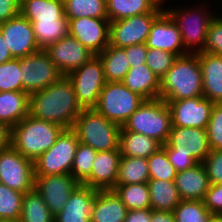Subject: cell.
<instances>
[{"instance_id": "36", "label": "cell", "mask_w": 222, "mask_h": 222, "mask_svg": "<svg viewBox=\"0 0 222 222\" xmlns=\"http://www.w3.org/2000/svg\"><path fill=\"white\" fill-rule=\"evenodd\" d=\"M68 19L79 17L108 18L106 0H63Z\"/></svg>"}, {"instance_id": "40", "label": "cell", "mask_w": 222, "mask_h": 222, "mask_svg": "<svg viewBox=\"0 0 222 222\" xmlns=\"http://www.w3.org/2000/svg\"><path fill=\"white\" fill-rule=\"evenodd\" d=\"M149 167V180L174 181L176 170L171 165L168 155L163 148L147 158Z\"/></svg>"}, {"instance_id": "6", "label": "cell", "mask_w": 222, "mask_h": 222, "mask_svg": "<svg viewBox=\"0 0 222 222\" xmlns=\"http://www.w3.org/2000/svg\"><path fill=\"white\" fill-rule=\"evenodd\" d=\"M172 128L171 112L165 100H145L125 121L121 130L141 133L166 144Z\"/></svg>"}, {"instance_id": "11", "label": "cell", "mask_w": 222, "mask_h": 222, "mask_svg": "<svg viewBox=\"0 0 222 222\" xmlns=\"http://www.w3.org/2000/svg\"><path fill=\"white\" fill-rule=\"evenodd\" d=\"M0 183L24 194L33 190L34 162L26 159L11 145L0 150Z\"/></svg>"}, {"instance_id": "20", "label": "cell", "mask_w": 222, "mask_h": 222, "mask_svg": "<svg viewBox=\"0 0 222 222\" xmlns=\"http://www.w3.org/2000/svg\"><path fill=\"white\" fill-rule=\"evenodd\" d=\"M121 154L119 150L98 151L90 176L82 185L96 190H112L116 186Z\"/></svg>"}, {"instance_id": "33", "label": "cell", "mask_w": 222, "mask_h": 222, "mask_svg": "<svg viewBox=\"0 0 222 222\" xmlns=\"http://www.w3.org/2000/svg\"><path fill=\"white\" fill-rule=\"evenodd\" d=\"M20 13L29 21L67 18L63 0H21Z\"/></svg>"}, {"instance_id": "32", "label": "cell", "mask_w": 222, "mask_h": 222, "mask_svg": "<svg viewBox=\"0 0 222 222\" xmlns=\"http://www.w3.org/2000/svg\"><path fill=\"white\" fill-rule=\"evenodd\" d=\"M147 158L121 156L116 185L148 183Z\"/></svg>"}, {"instance_id": "4", "label": "cell", "mask_w": 222, "mask_h": 222, "mask_svg": "<svg viewBox=\"0 0 222 222\" xmlns=\"http://www.w3.org/2000/svg\"><path fill=\"white\" fill-rule=\"evenodd\" d=\"M201 2V4L198 3L199 5H192L194 7L186 4L187 7L168 6L164 8V11L179 28L184 48L188 53L203 52L209 24L216 16L215 12L212 14L210 4L204 5V1Z\"/></svg>"}, {"instance_id": "43", "label": "cell", "mask_w": 222, "mask_h": 222, "mask_svg": "<svg viewBox=\"0 0 222 222\" xmlns=\"http://www.w3.org/2000/svg\"><path fill=\"white\" fill-rule=\"evenodd\" d=\"M206 130L210 148L222 150V103L214 104Z\"/></svg>"}, {"instance_id": "51", "label": "cell", "mask_w": 222, "mask_h": 222, "mask_svg": "<svg viewBox=\"0 0 222 222\" xmlns=\"http://www.w3.org/2000/svg\"><path fill=\"white\" fill-rule=\"evenodd\" d=\"M151 222H175L174 213L171 211H161L152 209Z\"/></svg>"}, {"instance_id": "8", "label": "cell", "mask_w": 222, "mask_h": 222, "mask_svg": "<svg viewBox=\"0 0 222 222\" xmlns=\"http://www.w3.org/2000/svg\"><path fill=\"white\" fill-rule=\"evenodd\" d=\"M78 144L76 133L72 129H64L55 144L34 161L35 176L71 174Z\"/></svg>"}, {"instance_id": "3", "label": "cell", "mask_w": 222, "mask_h": 222, "mask_svg": "<svg viewBox=\"0 0 222 222\" xmlns=\"http://www.w3.org/2000/svg\"><path fill=\"white\" fill-rule=\"evenodd\" d=\"M63 130V127L55 123L28 114L11 128L10 145L26 159L34 162L55 144Z\"/></svg>"}, {"instance_id": "41", "label": "cell", "mask_w": 222, "mask_h": 222, "mask_svg": "<svg viewBox=\"0 0 222 222\" xmlns=\"http://www.w3.org/2000/svg\"><path fill=\"white\" fill-rule=\"evenodd\" d=\"M20 58L0 64V92L22 91Z\"/></svg>"}, {"instance_id": "16", "label": "cell", "mask_w": 222, "mask_h": 222, "mask_svg": "<svg viewBox=\"0 0 222 222\" xmlns=\"http://www.w3.org/2000/svg\"><path fill=\"white\" fill-rule=\"evenodd\" d=\"M69 20V35L77 39L94 55L109 45L108 18L79 17Z\"/></svg>"}, {"instance_id": "47", "label": "cell", "mask_w": 222, "mask_h": 222, "mask_svg": "<svg viewBox=\"0 0 222 222\" xmlns=\"http://www.w3.org/2000/svg\"><path fill=\"white\" fill-rule=\"evenodd\" d=\"M123 49L126 52L130 68L139 64H145L148 53V47L145 43L131 45Z\"/></svg>"}, {"instance_id": "30", "label": "cell", "mask_w": 222, "mask_h": 222, "mask_svg": "<svg viewBox=\"0 0 222 222\" xmlns=\"http://www.w3.org/2000/svg\"><path fill=\"white\" fill-rule=\"evenodd\" d=\"M98 56L106 82H122L130 69L125 50L108 45Z\"/></svg>"}, {"instance_id": "37", "label": "cell", "mask_w": 222, "mask_h": 222, "mask_svg": "<svg viewBox=\"0 0 222 222\" xmlns=\"http://www.w3.org/2000/svg\"><path fill=\"white\" fill-rule=\"evenodd\" d=\"M173 213L175 222H215L217 219L203 200H181Z\"/></svg>"}, {"instance_id": "18", "label": "cell", "mask_w": 222, "mask_h": 222, "mask_svg": "<svg viewBox=\"0 0 222 222\" xmlns=\"http://www.w3.org/2000/svg\"><path fill=\"white\" fill-rule=\"evenodd\" d=\"M44 50L63 76L81 67L94 55L70 35L50 44Z\"/></svg>"}, {"instance_id": "26", "label": "cell", "mask_w": 222, "mask_h": 222, "mask_svg": "<svg viewBox=\"0 0 222 222\" xmlns=\"http://www.w3.org/2000/svg\"><path fill=\"white\" fill-rule=\"evenodd\" d=\"M29 94L24 91L0 92V121L10 129L29 114Z\"/></svg>"}, {"instance_id": "42", "label": "cell", "mask_w": 222, "mask_h": 222, "mask_svg": "<svg viewBox=\"0 0 222 222\" xmlns=\"http://www.w3.org/2000/svg\"><path fill=\"white\" fill-rule=\"evenodd\" d=\"M177 56L161 49L148 48L145 64L161 79L173 66Z\"/></svg>"}, {"instance_id": "10", "label": "cell", "mask_w": 222, "mask_h": 222, "mask_svg": "<svg viewBox=\"0 0 222 222\" xmlns=\"http://www.w3.org/2000/svg\"><path fill=\"white\" fill-rule=\"evenodd\" d=\"M20 68L22 91L29 95L47 88L63 76L44 49L20 58Z\"/></svg>"}, {"instance_id": "46", "label": "cell", "mask_w": 222, "mask_h": 222, "mask_svg": "<svg viewBox=\"0 0 222 222\" xmlns=\"http://www.w3.org/2000/svg\"><path fill=\"white\" fill-rule=\"evenodd\" d=\"M203 202L212 214L222 218V184H211Z\"/></svg>"}, {"instance_id": "38", "label": "cell", "mask_w": 222, "mask_h": 222, "mask_svg": "<svg viewBox=\"0 0 222 222\" xmlns=\"http://www.w3.org/2000/svg\"><path fill=\"white\" fill-rule=\"evenodd\" d=\"M96 155L97 151L95 149L89 145L79 142L71 168V175L80 184H82L90 176Z\"/></svg>"}, {"instance_id": "22", "label": "cell", "mask_w": 222, "mask_h": 222, "mask_svg": "<svg viewBox=\"0 0 222 222\" xmlns=\"http://www.w3.org/2000/svg\"><path fill=\"white\" fill-rule=\"evenodd\" d=\"M202 72L203 97L215 104L222 103V56L197 53Z\"/></svg>"}, {"instance_id": "45", "label": "cell", "mask_w": 222, "mask_h": 222, "mask_svg": "<svg viewBox=\"0 0 222 222\" xmlns=\"http://www.w3.org/2000/svg\"><path fill=\"white\" fill-rule=\"evenodd\" d=\"M211 184H222V150L211 149L203 161Z\"/></svg>"}, {"instance_id": "54", "label": "cell", "mask_w": 222, "mask_h": 222, "mask_svg": "<svg viewBox=\"0 0 222 222\" xmlns=\"http://www.w3.org/2000/svg\"><path fill=\"white\" fill-rule=\"evenodd\" d=\"M159 7L164 9V4L167 0H153ZM164 3V4H163Z\"/></svg>"}, {"instance_id": "28", "label": "cell", "mask_w": 222, "mask_h": 222, "mask_svg": "<svg viewBox=\"0 0 222 222\" xmlns=\"http://www.w3.org/2000/svg\"><path fill=\"white\" fill-rule=\"evenodd\" d=\"M107 17L110 22L144 13H163L153 0H106Z\"/></svg>"}, {"instance_id": "49", "label": "cell", "mask_w": 222, "mask_h": 222, "mask_svg": "<svg viewBox=\"0 0 222 222\" xmlns=\"http://www.w3.org/2000/svg\"><path fill=\"white\" fill-rule=\"evenodd\" d=\"M171 165L175 168L176 172L185 171L197 163L188 155L182 154H167Z\"/></svg>"}, {"instance_id": "50", "label": "cell", "mask_w": 222, "mask_h": 222, "mask_svg": "<svg viewBox=\"0 0 222 222\" xmlns=\"http://www.w3.org/2000/svg\"><path fill=\"white\" fill-rule=\"evenodd\" d=\"M152 209L127 210L124 222H151Z\"/></svg>"}, {"instance_id": "7", "label": "cell", "mask_w": 222, "mask_h": 222, "mask_svg": "<svg viewBox=\"0 0 222 222\" xmlns=\"http://www.w3.org/2000/svg\"><path fill=\"white\" fill-rule=\"evenodd\" d=\"M144 101L143 97L129 90L122 82H106L94 109L122 127Z\"/></svg>"}, {"instance_id": "5", "label": "cell", "mask_w": 222, "mask_h": 222, "mask_svg": "<svg viewBox=\"0 0 222 222\" xmlns=\"http://www.w3.org/2000/svg\"><path fill=\"white\" fill-rule=\"evenodd\" d=\"M72 130L79 142L98 151L119 150L121 127L101 115L94 108L82 109Z\"/></svg>"}, {"instance_id": "39", "label": "cell", "mask_w": 222, "mask_h": 222, "mask_svg": "<svg viewBox=\"0 0 222 222\" xmlns=\"http://www.w3.org/2000/svg\"><path fill=\"white\" fill-rule=\"evenodd\" d=\"M24 193L0 183V219L19 220Z\"/></svg>"}, {"instance_id": "24", "label": "cell", "mask_w": 222, "mask_h": 222, "mask_svg": "<svg viewBox=\"0 0 222 222\" xmlns=\"http://www.w3.org/2000/svg\"><path fill=\"white\" fill-rule=\"evenodd\" d=\"M122 83L145 100L159 98L160 79L146 64L131 67Z\"/></svg>"}, {"instance_id": "12", "label": "cell", "mask_w": 222, "mask_h": 222, "mask_svg": "<svg viewBox=\"0 0 222 222\" xmlns=\"http://www.w3.org/2000/svg\"><path fill=\"white\" fill-rule=\"evenodd\" d=\"M162 148L167 154L188 155L196 163H203L211 151L206 129L179 126H172Z\"/></svg>"}, {"instance_id": "23", "label": "cell", "mask_w": 222, "mask_h": 222, "mask_svg": "<svg viewBox=\"0 0 222 222\" xmlns=\"http://www.w3.org/2000/svg\"><path fill=\"white\" fill-rule=\"evenodd\" d=\"M174 182L181 200H203L211 185L203 163L178 172Z\"/></svg>"}, {"instance_id": "25", "label": "cell", "mask_w": 222, "mask_h": 222, "mask_svg": "<svg viewBox=\"0 0 222 222\" xmlns=\"http://www.w3.org/2000/svg\"><path fill=\"white\" fill-rule=\"evenodd\" d=\"M126 206L113 190H99L92 207L90 222H124Z\"/></svg>"}, {"instance_id": "19", "label": "cell", "mask_w": 222, "mask_h": 222, "mask_svg": "<svg viewBox=\"0 0 222 222\" xmlns=\"http://www.w3.org/2000/svg\"><path fill=\"white\" fill-rule=\"evenodd\" d=\"M145 44L148 48L168 51L177 57L188 54L179 28L165 11L153 22Z\"/></svg>"}, {"instance_id": "48", "label": "cell", "mask_w": 222, "mask_h": 222, "mask_svg": "<svg viewBox=\"0 0 222 222\" xmlns=\"http://www.w3.org/2000/svg\"><path fill=\"white\" fill-rule=\"evenodd\" d=\"M21 0H0V24L20 14Z\"/></svg>"}, {"instance_id": "53", "label": "cell", "mask_w": 222, "mask_h": 222, "mask_svg": "<svg viewBox=\"0 0 222 222\" xmlns=\"http://www.w3.org/2000/svg\"><path fill=\"white\" fill-rule=\"evenodd\" d=\"M11 59H13V57L0 31V64L5 63L6 61H9Z\"/></svg>"}, {"instance_id": "9", "label": "cell", "mask_w": 222, "mask_h": 222, "mask_svg": "<svg viewBox=\"0 0 222 222\" xmlns=\"http://www.w3.org/2000/svg\"><path fill=\"white\" fill-rule=\"evenodd\" d=\"M73 84L76 100L82 109L94 108L106 84L103 66L98 55H93L78 69L66 75Z\"/></svg>"}, {"instance_id": "31", "label": "cell", "mask_w": 222, "mask_h": 222, "mask_svg": "<svg viewBox=\"0 0 222 222\" xmlns=\"http://www.w3.org/2000/svg\"><path fill=\"white\" fill-rule=\"evenodd\" d=\"M151 209L171 211L181 202L178 189L174 181L149 180L148 181Z\"/></svg>"}, {"instance_id": "34", "label": "cell", "mask_w": 222, "mask_h": 222, "mask_svg": "<svg viewBox=\"0 0 222 222\" xmlns=\"http://www.w3.org/2000/svg\"><path fill=\"white\" fill-rule=\"evenodd\" d=\"M19 220L20 222H54L55 216L48 209L41 195L33 189L24 194Z\"/></svg>"}, {"instance_id": "44", "label": "cell", "mask_w": 222, "mask_h": 222, "mask_svg": "<svg viewBox=\"0 0 222 222\" xmlns=\"http://www.w3.org/2000/svg\"><path fill=\"white\" fill-rule=\"evenodd\" d=\"M220 15L221 13L216 14L209 24L203 52L222 56V15Z\"/></svg>"}, {"instance_id": "27", "label": "cell", "mask_w": 222, "mask_h": 222, "mask_svg": "<svg viewBox=\"0 0 222 222\" xmlns=\"http://www.w3.org/2000/svg\"><path fill=\"white\" fill-rule=\"evenodd\" d=\"M162 144L141 133L120 130L119 151L121 156L149 158Z\"/></svg>"}, {"instance_id": "15", "label": "cell", "mask_w": 222, "mask_h": 222, "mask_svg": "<svg viewBox=\"0 0 222 222\" xmlns=\"http://www.w3.org/2000/svg\"><path fill=\"white\" fill-rule=\"evenodd\" d=\"M80 183L71 174L35 176L34 189L55 216L64 209Z\"/></svg>"}, {"instance_id": "17", "label": "cell", "mask_w": 222, "mask_h": 222, "mask_svg": "<svg viewBox=\"0 0 222 222\" xmlns=\"http://www.w3.org/2000/svg\"><path fill=\"white\" fill-rule=\"evenodd\" d=\"M0 31L13 58H22L40 51L32 23L21 13L0 24Z\"/></svg>"}, {"instance_id": "29", "label": "cell", "mask_w": 222, "mask_h": 222, "mask_svg": "<svg viewBox=\"0 0 222 222\" xmlns=\"http://www.w3.org/2000/svg\"><path fill=\"white\" fill-rule=\"evenodd\" d=\"M30 22L40 49H46L50 44L69 35L68 18L32 19Z\"/></svg>"}, {"instance_id": "14", "label": "cell", "mask_w": 222, "mask_h": 222, "mask_svg": "<svg viewBox=\"0 0 222 222\" xmlns=\"http://www.w3.org/2000/svg\"><path fill=\"white\" fill-rule=\"evenodd\" d=\"M165 101L171 112L172 126L207 129L215 103L203 96Z\"/></svg>"}, {"instance_id": "21", "label": "cell", "mask_w": 222, "mask_h": 222, "mask_svg": "<svg viewBox=\"0 0 222 222\" xmlns=\"http://www.w3.org/2000/svg\"><path fill=\"white\" fill-rule=\"evenodd\" d=\"M97 191L80 184L71 194L64 209L55 215L54 222H90Z\"/></svg>"}, {"instance_id": "35", "label": "cell", "mask_w": 222, "mask_h": 222, "mask_svg": "<svg viewBox=\"0 0 222 222\" xmlns=\"http://www.w3.org/2000/svg\"><path fill=\"white\" fill-rule=\"evenodd\" d=\"M112 190L127 210L151 208L148 183L116 185Z\"/></svg>"}, {"instance_id": "56", "label": "cell", "mask_w": 222, "mask_h": 222, "mask_svg": "<svg viewBox=\"0 0 222 222\" xmlns=\"http://www.w3.org/2000/svg\"><path fill=\"white\" fill-rule=\"evenodd\" d=\"M215 222H222V218H217Z\"/></svg>"}, {"instance_id": "13", "label": "cell", "mask_w": 222, "mask_h": 222, "mask_svg": "<svg viewBox=\"0 0 222 222\" xmlns=\"http://www.w3.org/2000/svg\"><path fill=\"white\" fill-rule=\"evenodd\" d=\"M162 13H144L110 22L109 45L125 48L146 43L153 22Z\"/></svg>"}, {"instance_id": "52", "label": "cell", "mask_w": 222, "mask_h": 222, "mask_svg": "<svg viewBox=\"0 0 222 222\" xmlns=\"http://www.w3.org/2000/svg\"><path fill=\"white\" fill-rule=\"evenodd\" d=\"M11 129L0 121V150L10 146Z\"/></svg>"}, {"instance_id": "55", "label": "cell", "mask_w": 222, "mask_h": 222, "mask_svg": "<svg viewBox=\"0 0 222 222\" xmlns=\"http://www.w3.org/2000/svg\"><path fill=\"white\" fill-rule=\"evenodd\" d=\"M0 222H20V220L0 219Z\"/></svg>"}, {"instance_id": "2", "label": "cell", "mask_w": 222, "mask_h": 222, "mask_svg": "<svg viewBox=\"0 0 222 222\" xmlns=\"http://www.w3.org/2000/svg\"><path fill=\"white\" fill-rule=\"evenodd\" d=\"M202 96V72L197 53L178 56L160 79L159 98L182 100Z\"/></svg>"}, {"instance_id": "1", "label": "cell", "mask_w": 222, "mask_h": 222, "mask_svg": "<svg viewBox=\"0 0 222 222\" xmlns=\"http://www.w3.org/2000/svg\"><path fill=\"white\" fill-rule=\"evenodd\" d=\"M82 108L76 100L73 84L67 76L29 96V115L72 129Z\"/></svg>"}]
</instances>
